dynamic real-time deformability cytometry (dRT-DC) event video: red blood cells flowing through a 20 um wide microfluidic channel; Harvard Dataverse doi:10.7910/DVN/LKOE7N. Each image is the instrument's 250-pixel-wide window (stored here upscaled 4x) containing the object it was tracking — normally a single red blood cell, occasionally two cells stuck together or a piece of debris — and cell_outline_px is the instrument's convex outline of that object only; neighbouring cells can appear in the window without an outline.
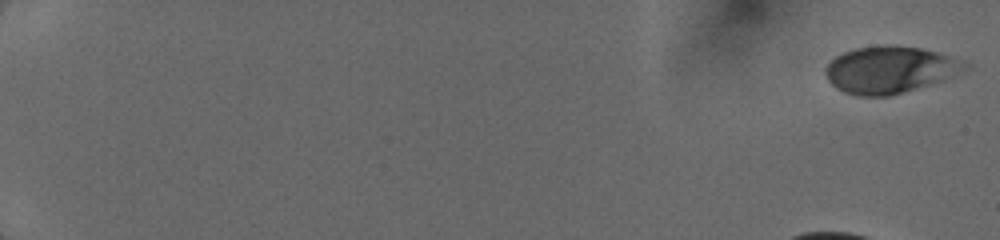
{"species": "human", "species_latin": "Homo sapiens", "temperature_condition": "cold", "stored_images_in_passage": 16, "camera_frame_rate_fps": 3000, "um_per_image_px": 0.085, "donor": {"sex": "female"}, "frame": {"image": 1, "passage_image": 1, "time_ms": 0.0, "image_size_px": [1000, 240], "cell_outline_px": [[972, 64], [944, 80], [888, 96], [856, 96], [844, 92], [836, 88], [828, 80], [824, 72], [824, 68], [836, 56], [844, 52], [856, 48], [920, 48], [936, 52], [964, 60]], "centroid_in_image_um": [75.62, 5.97], "position_along_channel_um": 9.4, "area_um2": 37.05}}